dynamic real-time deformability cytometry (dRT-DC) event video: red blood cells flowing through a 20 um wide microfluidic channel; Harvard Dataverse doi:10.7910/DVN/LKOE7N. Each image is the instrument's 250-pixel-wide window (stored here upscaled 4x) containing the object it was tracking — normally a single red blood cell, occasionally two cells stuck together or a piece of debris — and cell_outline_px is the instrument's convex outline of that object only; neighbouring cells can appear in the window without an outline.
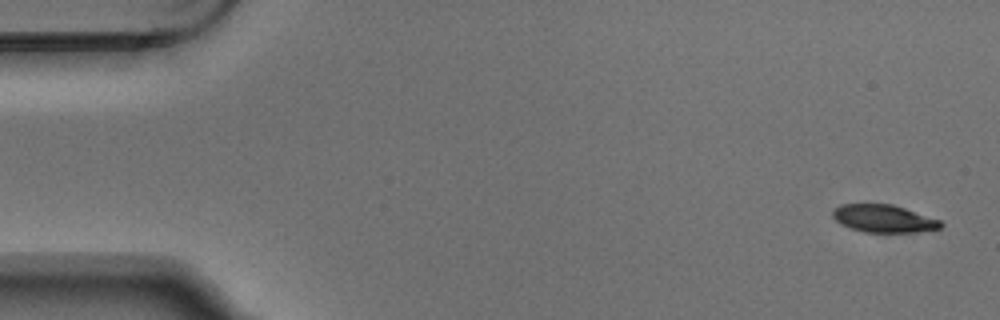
{"species": "Egyptian fruit bat (a non-hibernating species)", "species_latin": "Rousettus aegyptiacus", "temperature_condition": "warm", "stored_images_in_passage": 5, "camera_frame_rate_fps": 3000, "um_per_image_px": 0.085, "animal": {"sex": "male"}, "frame": {"image": 1, "passage_image": 1, "time_ms": 0.0, "image_size_px": [1000, 320], "cell_outline_px": [[944, 224], [940, 228], [916, 232], [864, 232], [840, 224], [832, 216], [832, 212], [840, 204], [892, 204], [940, 220]], "centroid_in_image_um": [75.1, 18.58], "position_along_channel_um": 9.9, "area_um2": 17.22}}
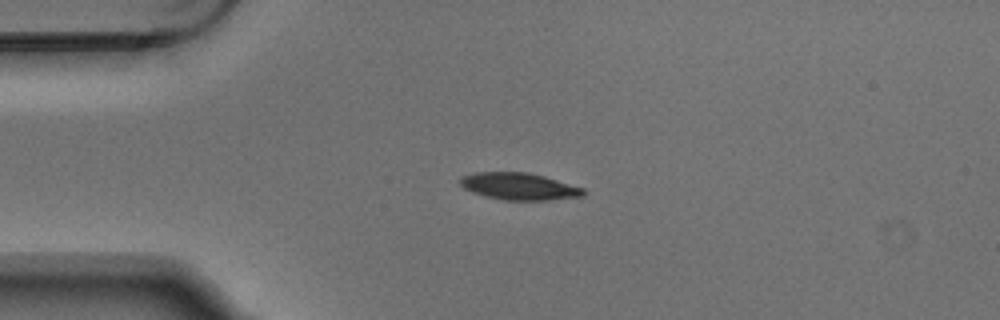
{"frame": {"image": 2, "passage_image": 4, "time_ms": 1.0, "image_size_px": [1000, 320], "cell_outline_px": [[588, 192], [584, 196], [548, 200], [504, 200], [472, 192], [464, 188], [460, 184], [460, 176], [476, 172], [528, 172], [544, 176], [584, 188]], "centroid_in_image_um": [44.15, 15.84], "position_along_channel_um": 40.9, "area_um2": 19.42}}